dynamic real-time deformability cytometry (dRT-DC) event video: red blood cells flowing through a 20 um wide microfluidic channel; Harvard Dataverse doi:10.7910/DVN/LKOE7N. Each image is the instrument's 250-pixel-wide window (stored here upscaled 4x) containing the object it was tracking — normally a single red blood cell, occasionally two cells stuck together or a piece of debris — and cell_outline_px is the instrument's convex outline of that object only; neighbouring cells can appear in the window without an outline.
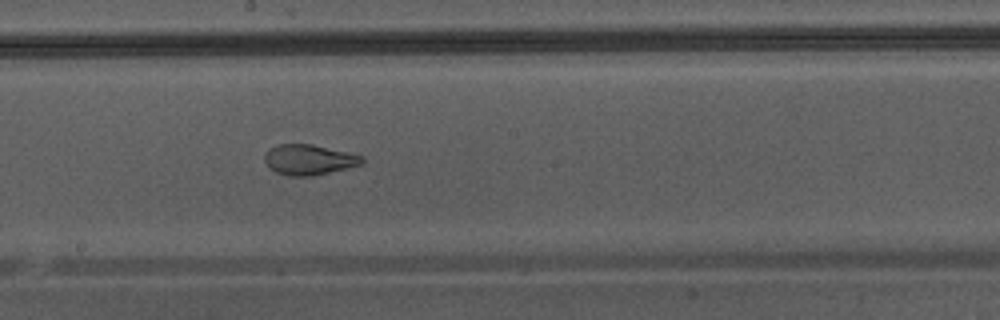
{"species": "Egyptian fruit bat (a non-hibernating species)", "species_latin": "Rousettus aegyptiacus", "temperature_condition": "warm", "stored_images_in_passage": 48, "camera_frame_rate_fps": 3000, "um_per_image_px": 0.085, "animal": {"sex": "male"}, "frame": {"image": 1, "passage_image": 28, "time_ms": 9.0, "image_size_px": [1000, 320], "cell_outline_px": [[364, 164], [348, 168], [312, 176], [288, 176], [276, 172], [264, 160], [264, 156], [268, 148], [280, 144], [312, 144], [364, 156]], "centroid_in_image_um": [26.28, 13.57], "position_along_channel_um": 221.9, "area_um2": 17.22}}